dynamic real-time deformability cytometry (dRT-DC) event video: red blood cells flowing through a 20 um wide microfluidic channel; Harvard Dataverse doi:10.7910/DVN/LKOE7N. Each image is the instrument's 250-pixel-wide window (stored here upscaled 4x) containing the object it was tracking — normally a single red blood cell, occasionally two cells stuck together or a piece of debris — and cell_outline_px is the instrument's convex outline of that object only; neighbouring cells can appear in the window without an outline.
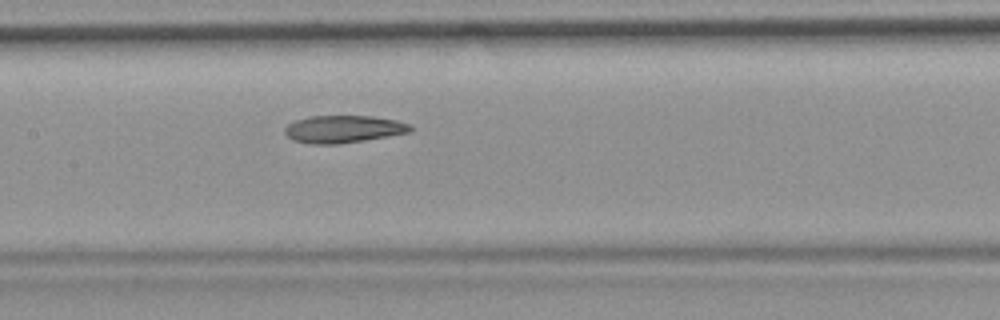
{"species": "common noctule bat (a hibernating species)", "species_latin": "Nyctalus noctula", "temperature_condition": "room temperature", "stored_images_in_passage": 40, "camera_frame_rate_fps": 3000, "um_per_image_px": 0.085, "animal": {"sex": "female", "body_mass_g": 19.9}, "frame": {"image": 1, "passage_image": 12, "time_ms": 3.667, "image_size_px": [1000, 320], "cell_outline_px": [[412, 132], [364, 140], [336, 144], [308, 144], [292, 140], [284, 132], [284, 128], [288, 124], [296, 120], [312, 116], [372, 116], [396, 120], [412, 124]], "centroid_in_image_um": [29.2, 10.97], "position_along_channel_um": 178.2, "area_um2": 20.11}, "authors_computed_cell_mechanics": {"area_um2": 20.9236, "velocity_mm_per_s": 3.6876, "shape_relaxation_time_tau1_ms": null, "shape_relaxation_time_tau2_ms": 4.1852, "deformation_change_tau1": null, "deformation_change_tau2": 0.1196}}